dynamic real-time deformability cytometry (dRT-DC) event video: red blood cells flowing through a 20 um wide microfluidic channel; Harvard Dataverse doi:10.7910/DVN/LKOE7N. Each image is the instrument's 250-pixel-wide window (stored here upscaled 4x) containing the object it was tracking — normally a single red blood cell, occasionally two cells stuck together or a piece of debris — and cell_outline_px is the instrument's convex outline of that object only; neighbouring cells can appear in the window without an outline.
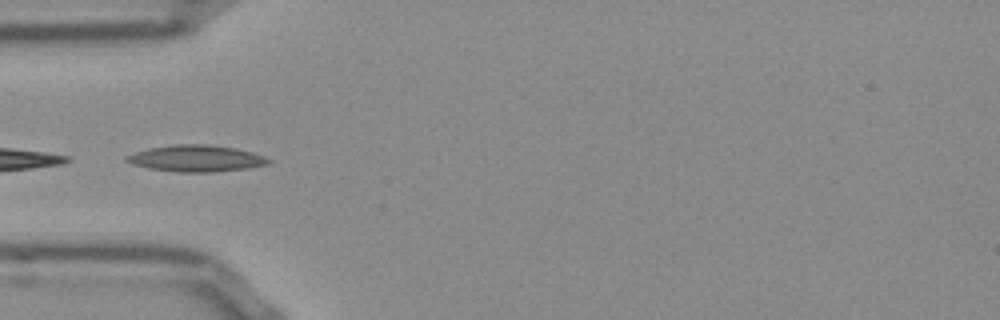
{"species": "Egyptian fruit bat (a non-hibernating species)", "species_latin": "Rousettus aegyptiacus", "temperature_condition": "room temperature", "stored_images_in_passage": 8, "camera_frame_rate_fps": 3000, "um_per_image_px": 0.085, "frame": {"image": 1, "passage_image": 6, "time_ms": 1.667, "image_size_px": [1000, 320], "cell_outline_px": [[272, 160], [268, 164], [248, 168], [212, 172], [176, 172], [148, 168], [132, 164], [124, 160], [124, 156], [148, 148], [176, 144], [208, 144], [236, 148], [252, 152], [264, 156]], "centroid_in_image_um": [16.66, 13.46], "position_along_channel_um": 68.3, "area_um2": 22.02}}